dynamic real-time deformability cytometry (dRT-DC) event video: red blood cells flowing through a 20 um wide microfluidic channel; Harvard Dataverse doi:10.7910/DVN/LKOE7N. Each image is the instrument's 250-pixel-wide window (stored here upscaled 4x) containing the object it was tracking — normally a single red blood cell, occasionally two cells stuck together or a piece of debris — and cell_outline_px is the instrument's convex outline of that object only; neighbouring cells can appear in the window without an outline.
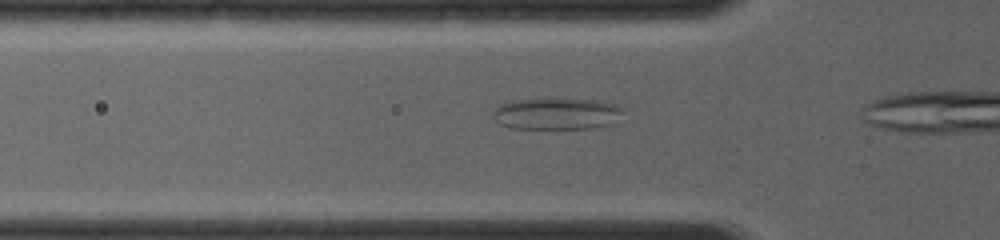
{"species": "common noctule bat (a hibernating species)", "species_latin": "Nyctalus noctula", "temperature_condition": "room temperature", "stored_images_in_passage": 9, "camera_frame_rate_fps": 4000, "um_per_image_px": 0.085, "animal": {"sex": "female", "body_mass_g": 19.0, "forearm_length_mm": 56.7}, "frame": {"image": 1, "passage_image": 3, "time_ms": 0.75, "image_size_px": [1000, 240], "cell_outline_px": [[620, 112], [612, 124], [592, 128], [512, 128], [500, 124], [492, 116], [492, 112], [500, 104], [512, 100], [596, 100], [616, 104], [620, 108]], "centroid_in_image_um": [47.25, 9.68], "position_along_channel_um": 78.5, "area_um2": 23.29}}
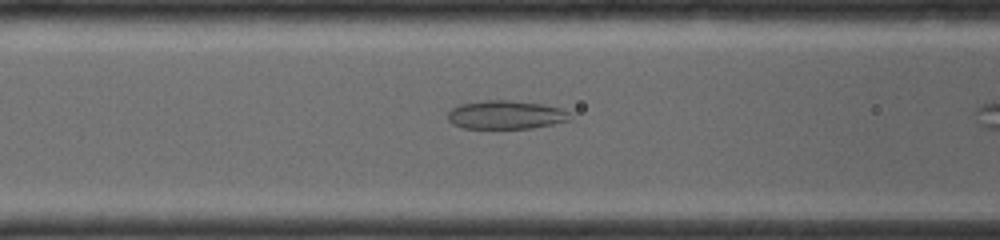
{"frame": {"image": 2, "passage_image": 6, "time_ms": 1.75, "image_size_px": [1000, 240], "cell_outline_px": [[568, 120], [552, 124], [532, 128], [460, 128], [452, 124], [448, 120], [448, 112], [452, 108], [460, 104], [484, 100], [512, 100], [540, 104], [560, 108], [568, 112]], "centroid_in_image_um": [42.92, 9.76], "position_along_channel_um": 123.7, "area_um2": 20.17}}
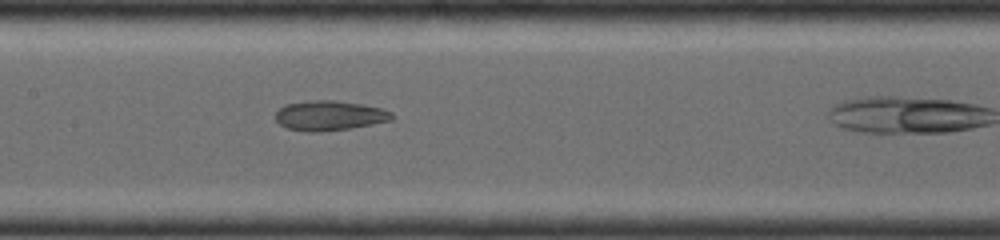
{"frame": {"image": 3, "passage_image": 8, "time_ms": 3.0, "image_size_px": [1000, 240], "cell_outline_px": [[392, 120], [352, 128], [316, 132], [308, 132], [284, 128], [276, 120], [276, 112], [284, 104], [312, 100], [336, 100], [360, 104], [380, 108], [392, 112]], "centroid_in_image_um": [27.97, 9.83], "position_along_channel_um": 179.4, "area_um2": 20.23}}